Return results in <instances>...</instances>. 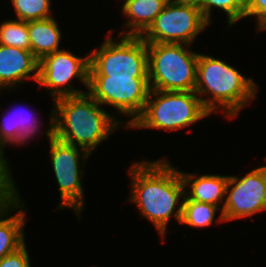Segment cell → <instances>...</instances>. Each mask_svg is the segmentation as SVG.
<instances>
[{"label": "cell", "instance_id": "13", "mask_svg": "<svg viewBox=\"0 0 266 267\" xmlns=\"http://www.w3.org/2000/svg\"><path fill=\"white\" fill-rule=\"evenodd\" d=\"M38 69L39 60L31 51L0 44V83L8 91L19 89L25 80L37 84Z\"/></svg>", "mask_w": 266, "mask_h": 267}, {"label": "cell", "instance_id": "23", "mask_svg": "<svg viewBox=\"0 0 266 267\" xmlns=\"http://www.w3.org/2000/svg\"><path fill=\"white\" fill-rule=\"evenodd\" d=\"M266 15V0H246L244 18H256V24ZM250 17V18H249Z\"/></svg>", "mask_w": 266, "mask_h": 267}, {"label": "cell", "instance_id": "1", "mask_svg": "<svg viewBox=\"0 0 266 267\" xmlns=\"http://www.w3.org/2000/svg\"><path fill=\"white\" fill-rule=\"evenodd\" d=\"M167 161L166 157L135 161L127 170L132 187L128 203L135 204L140 217L153 224L163 243L172 217L181 222L185 197L180 170Z\"/></svg>", "mask_w": 266, "mask_h": 267}, {"label": "cell", "instance_id": "6", "mask_svg": "<svg viewBox=\"0 0 266 267\" xmlns=\"http://www.w3.org/2000/svg\"><path fill=\"white\" fill-rule=\"evenodd\" d=\"M89 52V76L148 77L147 43L140 36H112Z\"/></svg>", "mask_w": 266, "mask_h": 267}, {"label": "cell", "instance_id": "4", "mask_svg": "<svg viewBox=\"0 0 266 267\" xmlns=\"http://www.w3.org/2000/svg\"><path fill=\"white\" fill-rule=\"evenodd\" d=\"M210 115L195 91L150 90L142 114L129 128L177 132Z\"/></svg>", "mask_w": 266, "mask_h": 267}, {"label": "cell", "instance_id": "14", "mask_svg": "<svg viewBox=\"0 0 266 267\" xmlns=\"http://www.w3.org/2000/svg\"><path fill=\"white\" fill-rule=\"evenodd\" d=\"M25 203L20 193H18L0 211V260L6 255L17 251L26 243L25 226L27 221V208L24 210ZM13 211L16 212L12 215Z\"/></svg>", "mask_w": 266, "mask_h": 267}, {"label": "cell", "instance_id": "7", "mask_svg": "<svg viewBox=\"0 0 266 267\" xmlns=\"http://www.w3.org/2000/svg\"><path fill=\"white\" fill-rule=\"evenodd\" d=\"M47 142L49 160L60 191V203L56 209L62 211L70 208L80 222V214L86 207L82 183L85 175L83 168L91 155L82 148L58 140L53 135Z\"/></svg>", "mask_w": 266, "mask_h": 267}, {"label": "cell", "instance_id": "2", "mask_svg": "<svg viewBox=\"0 0 266 267\" xmlns=\"http://www.w3.org/2000/svg\"><path fill=\"white\" fill-rule=\"evenodd\" d=\"M52 132L58 140L87 151L90 155L125 120L107 112L88 92L53 100Z\"/></svg>", "mask_w": 266, "mask_h": 267}, {"label": "cell", "instance_id": "26", "mask_svg": "<svg viewBox=\"0 0 266 267\" xmlns=\"http://www.w3.org/2000/svg\"><path fill=\"white\" fill-rule=\"evenodd\" d=\"M176 4L193 5L200 7L201 0H168Z\"/></svg>", "mask_w": 266, "mask_h": 267}, {"label": "cell", "instance_id": "27", "mask_svg": "<svg viewBox=\"0 0 266 267\" xmlns=\"http://www.w3.org/2000/svg\"><path fill=\"white\" fill-rule=\"evenodd\" d=\"M256 32L266 31V15L256 24Z\"/></svg>", "mask_w": 266, "mask_h": 267}, {"label": "cell", "instance_id": "15", "mask_svg": "<svg viewBox=\"0 0 266 267\" xmlns=\"http://www.w3.org/2000/svg\"><path fill=\"white\" fill-rule=\"evenodd\" d=\"M180 175L185 187L184 199H191L223 208L229 175L208 173L198 176L196 172L187 173L182 170H180Z\"/></svg>", "mask_w": 266, "mask_h": 267}, {"label": "cell", "instance_id": "21", "mask_svg": "<svg viewBox=\"0 0 266 267\" xmlns=\"http://www.w3.org/2000/svg\"><path fill=\"white\" fill-rule=\"evenodd\" d=\"M15 10V20L35 21L53 17L51 0H10Z\"/></svg>", "mask_w": 266, "mask_h": 267}, {"label": "cell", "instance_id": "11", "mask_svg": "<svg viewBox=\"0 0 266 267\" xmlns=\"http://www.w3.org/2000/svg\"><path fill=\"white\" fill-rule=\"evenodd\" d=\"M266 211V164L253 168L242 177L229 175L222 208L225 222Z\"/></svg>", "mask_w": 266, "mask_h": 267}, {"label": "cell", "instance_id": "8", "mask_svg": "<svg viewBox=\"0 0 266 267\" xmlns=\"http://www.w3.org/2000/svg\"><path fill=\"white\" fill-rule=\"evenodd\" d=\"M150 90L148 77L89 76L87 92L103 107L115 108V117L128 116L125 119L128 130L142 114Z\"/></svg>", "mask_w": 266, "mask_h": 267}, {"label": "cell", "instance_id": "12", "mask_svg": "<svg viewBox=\"0 0 266 267\" xmlns=\"http://www.w3.org/2000/svg\"><path fill=\"white\" fill-rule=\"evenodd\" d=\"M24 106L13 107L14 110L7 108L3 111L5 112L2 115L4 118H0V159L10 168V162L7 160L4 151L7 146L21 147L22 145H27L33 139H37L38 137L36 136H43L42 134H44L49 139L53 135L52 111L48 119L49 127L44 132V128H41L40 125L42 123H40V119L36 114L37 111L33 114V111L27 109L29 108L27 105Z\"/></svg>", "mask_w": 266, "mask_h": 267}, {"label": "cell", "instance_id": "28", "mask_svg": "<svg viewBox=\"0 0 266 267\" xmlns=\"http://www.w3.org/2000/svg\"><path fill=\"white\" fill-rule=\"evenodd\" d=\"M7 90L1 83H0V96H1V91Z\"/></svg>", "mask_w": 266, "mask_h": 267}, {"label": "cell", "instance_id": "3", "mask_svg": "<svg viewBox=\"0 0 266 267\" xmlns=\"http://www.w3.org/2000/svg\"><path fill=\"white\" fill-rule=\"evenodd\" d=\"M259 90L253 78L245 77L226 61L199 53L195 93L212 115L221 111L229 120L235 119L256 99Z\"/></svg>", "mask_w": 266, "mask_h": 267}, {"label": "cell", "instance_id": "5", "mask_svg": "<svg viewBox=\"0 0 266 267\" xmlns=\"http://www.w3.org/2000/svg\"><path fill=\"white\" fill-rule=\"evenodd\" d=\"M147 53L151 90L195 91L199 53L191 45L147 43Z\"/></svg>", "mask_w": 266, "mask_h": 267}, {"label": "cell", "instance_id": "18", "mask_svg": "<svg viewBox=\"0 0 266 267\" xmlns=\"http://www.w3.org/2000/svg\"><path fill=\"white\" fill-rule=\"evenodd\" d=\"M219 210L218 218H215ZM215 222H225L222 209L219 206L197 202L191 199L183 200L182 218L180 225H187L191 228H208Z\"/></svg>", "mask_w": 266, "mask_h": 267}, {"label": "cell", "instance_id": "25", "mask_svg": "<svg viewBox=\"0 0 266 267\" xmlns=\"http://www.w3.org/2000/svg\"><path fill=\"white\" fill-rule=\"evenodd\" d=\"M11 168L0 159V193L14 180Z\"/></svg>", "mask_w": 266, "mask_h": 267}, {"label": "cell", "instance_id": "16", "mask_svg": "<svg viewBox=\"0 0 266 267\" xmlns=\"http://www.w3.org/2000/svg\"><path fill=\"white\" fill-rule=\"evenodd\" d=\"M168 0H126L120 6L121 13L127 18L122 24L120 36H141L162 12ZM125 28L128 31H125ZM129 28V29H128Z\"/></svg>", "mask_w": 266, "mask_h": 267}, {"label": "cell", "instance_id": "24", "mask_svg": "<svg viewBox=\"0 0 266 267\" xmlns=\"http://www.w3.org/2000/svg\"><path fill=\"white\" fill-rule=\"evenodd\" d=\"M15 181L13 180L1 193H0V211L19 193Z\"/></svg>", "mask_w": 266, "mask_h": 267}, {"label": "cell", "instance_id": "17", "mask_svg": "<svg viewBox=\"0 0 266 267\" xmlns=\"http://www.w3.org/2000/svg\"><path fill=\"white\" fill-rule=\"evenodd\" d=\"M31 52L40 61L45 55L60 49L62 33L54 17L28 21Z\"/></svg>", "mask_w": 266, "mask_h": 267}, {"label": "cell", "instance_id": "10", "mask_svg": "<svg viewBox=\"0 0 266 267\" xmlns=\"http://www.w3.org/2000/svg\"><path fill=\"white\" fill-rule=\"evenodd\" d=\"M209 25L198 6L168 1L140 37L146 43H182L192 46L196 37Z\"/></svg>", "mask_w": 266, "mask_h": 267}, {"label": "cell", "instance_id": "22", "mask_svg": "<svg viewBox=\"0 0 266 267\" xmlns=\"http://www.w3.org/2000/svg\"><path fill=\"white\" fill-rule=\"evenodd\" d=\"M26 244L17 251L3 257L0 260V267H31V258Z\"/></svg>", "mask_w": 266, "mask_h": 267}, {"label": "cell", "instance_id": "9", "mask_svg": "<svg viewBox=\"0 0 266 267\" xmlns=\"http://www.w3.org/2000/svg\"><path fill=\"white\" fill-rule=\"evenodd\" d=\"M74 79H78L83 87L85 86V90L88 89L89 52L81 57L63 47L45 55L39 61L38 87L47 89L52 101L60 97L86 93L87 91L74 87Z\"/></svg>", "mask_w": 266, "mask_h": 267}, {"label": "cell", "instance_id": "19", "mask_svg": "<svg viewBox=\"0 0 266 267\" xmlns=\"http://www.w3.org/2000/svg\"><path fill=\"white\" fill-rule=\"evenodd\" d=\"M200 10L204 19L210 24L212 21V12L215 8L223 11L227 16L228 27L234 26L240 20L244 19L246 10V0H201ZM214 10V11H212Z\"/></svg>", "mask_w": 266, "mask_h": 267}, {"label": "cell", "instance_id": "20", "mask_svg": "<svg viewBox=\"0 0 266 267\" xmlns=\"http://www.w3.org/2000/svg\"><path fill=\"white\" fill-rule=\"evenodd\" d=\"M9 19L0 23V44L31 51L28 22Z\"/></svg>", "mask_w": 266, "mask_h": 267}]
</instances>
